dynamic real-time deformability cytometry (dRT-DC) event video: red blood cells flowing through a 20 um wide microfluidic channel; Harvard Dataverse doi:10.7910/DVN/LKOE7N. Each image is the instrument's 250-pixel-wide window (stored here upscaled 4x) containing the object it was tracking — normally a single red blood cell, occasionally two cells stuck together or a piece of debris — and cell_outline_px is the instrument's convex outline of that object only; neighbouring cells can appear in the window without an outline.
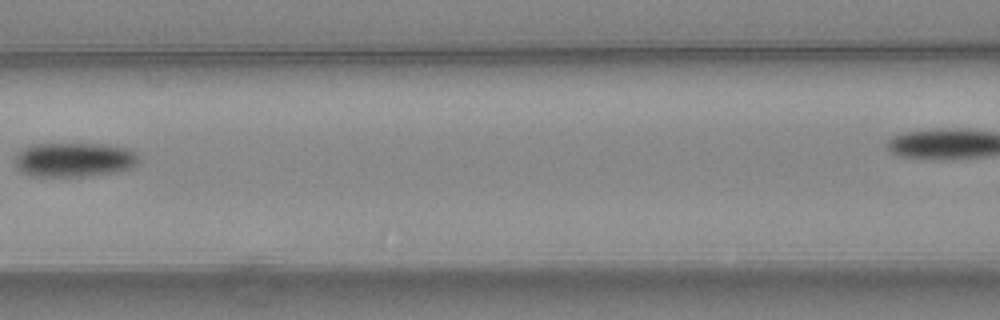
{"species": "common noctule bat (a hibernating species)", "species_latin": "Nyctalus noctula", "temperature_condition": "warm", "stored_images_in_passage": 7, "segment_of_instrument_passage": [1, 2], "camera_frame_rate_fps": 3000, "um_per_image_px": 0.085, "animal": {"sex": "female", "body_mass_g": 24.6, "forearm_length_mm": 56.2}, "frame": {"image": 1, "passage_image": 5, "time_ms": 1.333, "image_size_px": [1000, 320], "cell_outline_px": [[140, 160], [132, 168], [116, 172], [92, 176], [32, 176], [20, 172], [16, 168], [16, 156], [24, 148], [32, 144], [104, 144], [128, 148], [136, 152], [140, 156]], "centroid_in_image_um": [6.35, 13.58], "position_along_channel_um": 160.2, "area_um2": 25.03}}
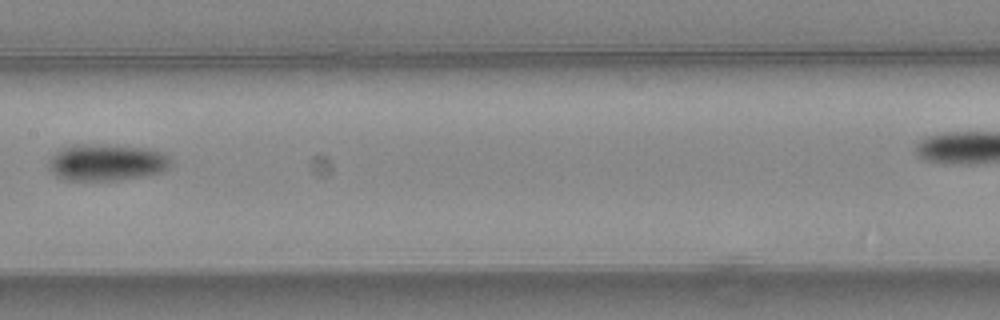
{"frame": {"image": 2, "passage_image": 6, "time_ms": 1.667, "image_size_px": [1000, 320], "cell_outline_px": [[172, 164], [168, 168], [160, 172], [140, 176], [116, 180], [68, 180], [56, 176], [48, 168], [48, 160], [56, 152], [72, 144], [100, 144], [152, 148], [164, 152], [172, 160]], "centroid_in_image_um": [9.08, 13.78], "position_along_channel_um": 198.3, "area_um2": 26.3}}